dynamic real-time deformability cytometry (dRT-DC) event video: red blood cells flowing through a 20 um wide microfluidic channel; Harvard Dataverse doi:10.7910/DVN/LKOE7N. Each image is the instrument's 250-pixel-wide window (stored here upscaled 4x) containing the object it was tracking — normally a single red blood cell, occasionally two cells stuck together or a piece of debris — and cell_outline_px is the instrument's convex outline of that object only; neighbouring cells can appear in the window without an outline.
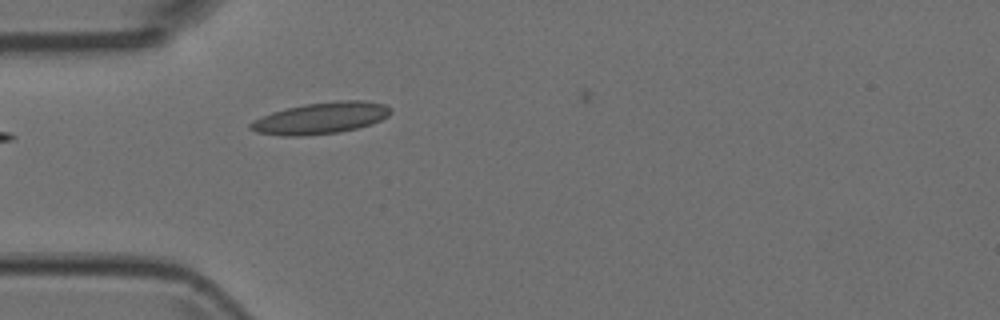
{"species": "Egyptian fruit bat (a non-hibernating species)", "species_latin": "Rousettus aegyptiacus", "temperature_condition": "room temperature", "stored_images_in_passage": 3, "camera_frame_rate_fps": 3000, "um_per_image_px": 0.085, "animal": {"sex": "female"}, "frame": {"image": 1, "passage_image": 3, "time_ms": 0.667, "image_size_px": [1000, 320], "cell_outline_px": [[392, 112], [388, 116], [372, 124], [340, 132], [300, 136], [280, 136], [256, 132], [248, 128], [248, 124], [272, 112], [304, 104], [336, 100], [364, 100], [384, 104], [392, 108]], "centroid_in_image_um": [27.29, 10.04], "position_along_channel_um": 57.7, "area_um2": 25.78}}